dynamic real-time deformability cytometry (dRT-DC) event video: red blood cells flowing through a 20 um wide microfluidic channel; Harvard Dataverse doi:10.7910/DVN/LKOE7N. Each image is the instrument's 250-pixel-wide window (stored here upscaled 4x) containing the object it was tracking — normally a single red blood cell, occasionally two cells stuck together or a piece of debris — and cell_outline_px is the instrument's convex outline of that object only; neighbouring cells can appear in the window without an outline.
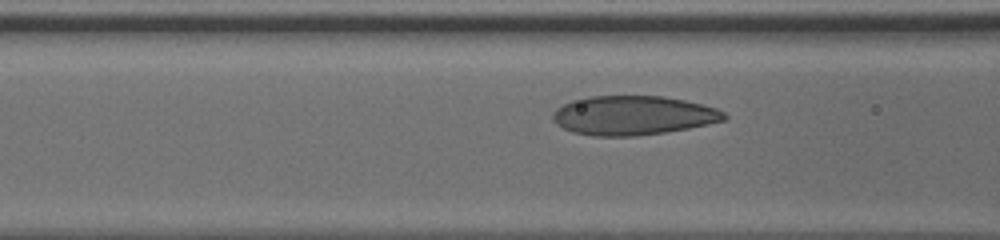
{"species": "human", "species_latin": "Homo sapiens", "temperature_condition": "cold", "stored_images_in_passage": 15, "camera_frame_rate_fps": 3000, "um_per_image_px": 0.085, "donor": {"sex": "male"}, "frame": {"image": 1, "passage_image": 13, "time_ms": 4.0, "image_size_px": [1000, 240], "cell_outline_px": [[728, 120], [688, 128], [664, 132], [636, 136], [596, 136], [572, 132], [556, 124], [552, 120], [552, 112], [556, 108], [572, 100], [588, 96], [664, 96], [684, 100], [716, 108], [724, 112], [728, 116]], "centroid_in_image_um": [53.8, 9.81], "position_along_channel_um": 112.8, "area_um2": 39.25}}